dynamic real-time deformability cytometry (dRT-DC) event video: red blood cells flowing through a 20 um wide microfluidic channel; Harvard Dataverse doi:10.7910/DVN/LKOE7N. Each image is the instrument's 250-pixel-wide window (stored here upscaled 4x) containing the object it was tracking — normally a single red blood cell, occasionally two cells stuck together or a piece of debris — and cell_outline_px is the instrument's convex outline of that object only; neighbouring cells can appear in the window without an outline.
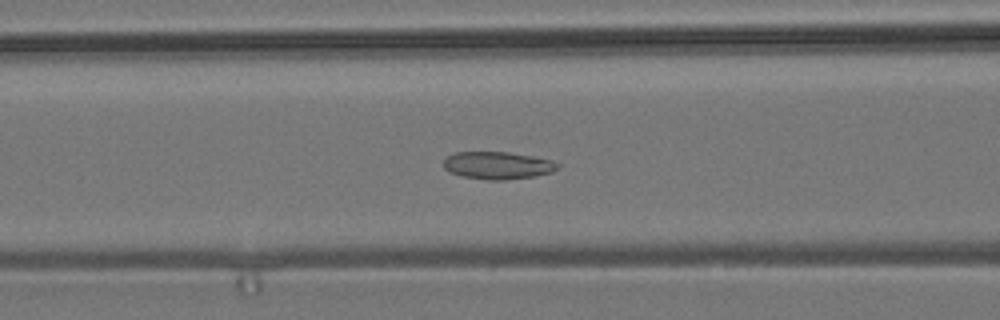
{"species": "common noctule bat (a hibernating species)", "species_latin": "Nyctalus noctula", "temperature_condition": "room temperature", "stored_images_in_passage": 46, "camera_frame_rate_fps": 3000, "um_per_image_px": 0.085, "animal": {"sex": "male", "body_mass_g": 19.2, "forearm_length_mm": 51.8}, "frame": {"image": 1, "passage_image": 22, "time_ms": 7.0, "image_size_px": [1000, 320], "cell_outline_px": [[560, 164], [552, 172], [532, 176], [504, 180], [484, 180], [460, 176], [448, 172], [444, 168], [444, 156], [452, 152], [508, 152], [532, 156], [552, 160]], "centroid_in_image_um": [42.22, 14.05], "position_along_channel_um": 124.4, "area_um2": 18.44}}
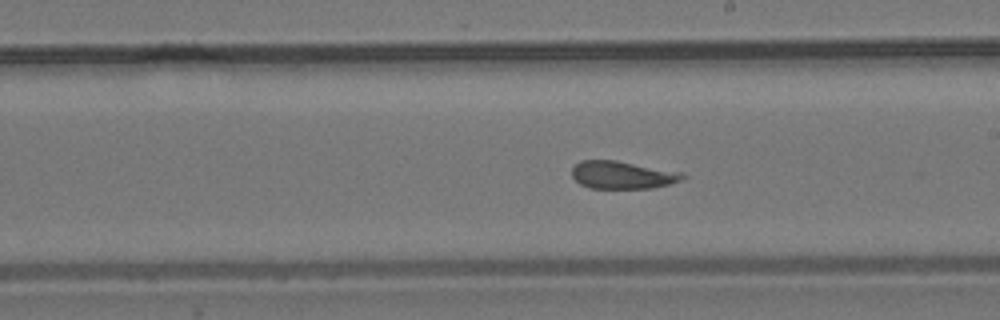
{"frame": {"image": 2, "passage_image": 31, "time_ms": 10.0, "image_size_px": [1000, 320], "cell_outline_px": [[688, 176], [684, 180], [652, 188], [588, 188], [580, 184], [572, 176], [572, 168], [580, 160], [616, 160], [684, 172]], "centroid_in_image_um": [52.95, 14.86], "position_along_channel_um": 236.1, "area_um2": 18.09}}
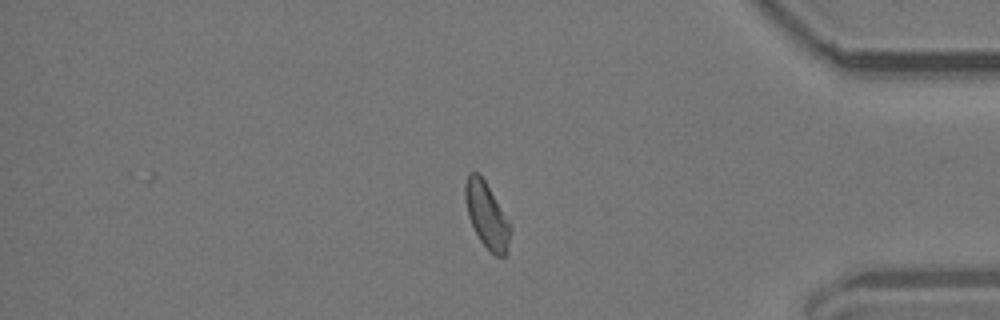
{"frame": {"image": 3, "passage_image": 46, "time_ms": 15.0, "image_size_px": [1000, 320], "cell_outline_px": [[512, 228], [508, 244], [504, 256], [496, 256], [480, 240], [468, 216], [464, 196], [464, 184], [468, 172], [476, 172], [484, 180]], "centroid_in_image_um": [41.34, 18.27], "position_along_channel_um": 393.9, "area_um2": 16.7}, "authors_computed_cell_mechanics": {"area_um2": 18.9873, "velocity_mm_per_s": 3.7407, "shape_relaxation_time_tau1_ms": null, "shape_relaxation_time_tau2_ms": 2.2862, "deformation_change_tau1": null, "deformation_change_tau2": 0.1062}}